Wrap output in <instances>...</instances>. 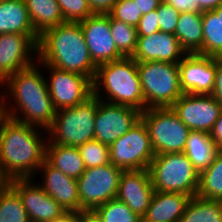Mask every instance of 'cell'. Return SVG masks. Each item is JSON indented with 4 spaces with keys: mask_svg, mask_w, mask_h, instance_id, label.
<instances>
[{
    "mask_svg": "<svg viewBox=\"0 0 222 222\" xmlns=\"http://www.w3.org/2000/svg\"><path fill=\"white\" fill-rule=\"evenodd\" d=\"M49 222H79V213L73 211H66L61 216L54 218Z\"/></svg>",
    "mask_w": 222,
    "mask_h": 222,
    "instance_id": "44",
    "label": "cell"
},
{
    "mask_svg": "<svg viewBox=\"0 0 222 222\" xmlns=\"http://www.w3.org/2000/svg\"><path fill=\"white\" fill-rule=\"evenodd\" d=\"M19 194L7 184L0 191V222H29Z\"/></svg>",
    "mask_w": 222,
    "mask_h": 222,
    "instance_id": "30",
    "label": "cell"
},
{
    "mask_svg": "<svg viewBox=\"0 0 222 222\" xmlns=\"http://www.w3.org/2000/svg\"><path fill=\"white\" fill-rule=\"evenodd\" d=\"M77 149L84 161L85 167H98L110 163L109 146L96 139L87 141Z\"/></svg>",
    "mask_w": 222,
    "mask_h": 222,
    "instance_id": "33",
    "label": "cell"
},
{
    "mask_svg": "<svg viewBox=\"0 0 222 222\" xmlns=\"http://www.w3.org/2000/svg\"><path fill=\"white\" fill-rule=\"evenodd\" d=\"M200 4V13L211 11L222 4V0H198Z\"/></svg>",
    "mask_w": 222,
    "mask_h": 222,
    "instance_id": "45",
    "label": "cell"
},
{
    "mask_svg": "<svg viewBox=\"0 0 222 222\" xmlns=\"http://www.w3.org/2000/svg\"><path fill=\"white\" fill-rule=\"evenodd\" d=\"M110 15L119 21L136 27L142 17L134 0H118Z\"/></svg>",
    "mask_w": 222,
    "mask_h": 222,
    "instance_id": "35",
    "label": "cell"
},
{
    "mask_svg": "<svg viewBox=\"0 0 222 222\" xmlns=\"http://www.w3.org/2000/svg\"><path fill=\"white\" fill-rule=\"evenodd\" d=\"M8 184V180L2 175L0 171V191Z\"/></svg>",
    "mask_w": 222,
    "mask_h": 222,
    "instance_id": "47",
    "label": "cell"
},
{
    "mask_svg": "<svg viewBox=\"0 0 222 222\" xmlns=\"http://www.w3.org/2000/svg\"><path fill=\"white\" fill-rule=\"evenodd\" d=\"M42 181L38 185L50 195L65 211L80 213L77 179L66 176L46 160L39 167ZM41 183V184H40Z\"/></svg>",
    "mask_w": 222,
    "mask_h": 222,
    "instance_id": "20",
    "label": "cell"
},
{
    "mask_svg": "<svg viewBox=\"0 0 222 222\" xmlns=\"http://www.w3.org/2000/svg\"><path fill=\"white\" fill-rule=\"evenodd\" d=\"M203 55L222 58V17L211 11L202 13Z\"/></svg>",
    "mask_w": 222,
    "mask_h": 222,
    "instance_id": "29",
    "label": "cell"
},
{
    "mask_svg": "<svg viewBox=\"0 0 222 222\" xmlns=\"http://www.w3.org/2000/svg\"><path fill=\"white\" fill-rule=\"evenodd\" d=\"M137 69L147 109L171 107L184 94L178 64L137 62Z\"/></svg>",
    "mask_w": 222,
    "mask_h": 222,
    "instance_id": "7",
    "label": "cell"
},
{
    "mask_svg": "<svg viewBox=\"0 0 222 222\" xmlns=\"http://www.w3.org/2000/svg\"><path fill=\"white\" fill-rule=\"evenodd\" d=\"M92 83L93 94L100 100L129 106L140 112L147 109L137 62L132 57L98 65Z\"/></svg>",
    "mask_w": 222,
    "mask_h": 222,
    "instance_id": "4",
    "label": "cell"
},
{
    "mask_svg": "<svg viewBox=\"0 0 222 222\" xmlns=\"http://www.w3.org/2000/svg\"><path fill=\"white\" fill-rule=\"evenodd\" d=\"M174 35L187 54L203 55L202 13H180Z\"/></svg>",
    "mask_w": 222,
    "mask_h": 222,
    "instance_id": "23",
    "label": "cell"
},
{
    "mask_svg": "<svg viewBox=\"0 0 222 222\" xmlns=\"http://www.w3.org/2000/svg\"><path fill=\"white\" fill-rule=\"evenodd\" d=\"M42 71L43 68L36 62L8 77L0 86L6 91L2 93L11 119L47 130L52 125L56 110Z\"/></svg>",
    "mask_w": 222,
    "mask_h": 222,
    "instance_id": "1",
    "label": "cell"
},
{
    "mask_svg": "<svg viewBox=\"0 0 222 222\" xmlns=\"http://www.w3.org/2000/svg\"><path fill=\"white\" fill-rule=\"evenodd\" d=\"M183 93L212 95L216 77V58L187 54L179 63Z\"/></svg>",
    "mask_w": 222,
    "mask_h": 222,
    "instance_id": "16",
    "label": "cell"
},
{
    "mask_svg": "<svg viewBox=\"0 0 222 222\" xmlns=\"http://www.w3.org/2000/svg\"><path fill=\"white\" fill-rule=\"evenodd\" d=\"M79 222H103L94 211H81Z\"/></svg>",
    "mask_w": 222,
    "mask_h": 222,
    "instance_id": "46",
    "label": "cell"
},
{
    "mask_svg": "<svg viewBox=\"0 0 222 222\" xmlns=\"http://www.w3.org/2000/svg\"><path fill=\"white\" fill-rule=\"evenodd\" d=\"M5 97L3 93L0 94V133L3 129V126L5 123L10 119L9 112H8V106L5 101Z\"/></svg>",
    "mask_w": 222,
    "mask_h": 222,
    "instance_id": "43",
    "label": "cell"
},
{
    "mask_svg": "<svg viewBox=\"0 0 222 222\" xmlns=\"http://www.w3.org/2000/svg\"><path fill=\"white\" fill-rule=\"evenodd\" d=\"M45 160L66 176L74 179L81 177L86 170L77 147L47 144Z\"/></svg>",
    "mask_w": 222,
    "mask_h": 222,
    "instance_id": "25",
    "label": "cell"
},
{
    "mask_svg": "<svg viewBox=\"0 0 222 222\" xmlns=\"http://www.w3.org/2000/svg\"><path fill=\"white\" fill-rule=\"evenodd\" d=\"M98 98L92 94L84 102L56 111L47 129V144L78 147L94 139Z\"/></svg>",
    "mask_w": 222,
    "mask_h": 222,
    "instance_id": "5",
    "label": "cell"
},
{
    "mask_svg": "<svg viewBox=\"0 0 222 222\" xmlns=\"http://www.w3.org/2000/svg\"><path fill=\"white\" fill-rule=\"evenodd\" d=\"M209 135L217 148L222 149V112L209 132Z\"/></svg>",
    "mask_w": 222,
    "mask_h": 222,
    "instance_id": "41",
    "label": "cell"
},
{
    "mask_svg": "<svg viewBox=\"0 0 222 222\" xmlns=\"http://www.w3.org/2000/svg\"><path fill=\"white\" fill-rule=\"evenodd\" d=\"M171 108L191 130L209 133L222 112V104L212 95L184 93Z\"/></svg>",
    "mask_w": 222,
    "mask_h": 222,
    "instance_id": "13",
    "label": "cell"
},
{
    "mask_svg": "<svg viewBox=\"0 0 222 222\" xmlns=\"http://www.w3.org/2000/svg\"><path fill=\"white\" fill-rule=\"evenodd\" d=\"M212 96L222 104V58H216V77Z\"/></svg>",
    "mask_w": 222,
    "mask_h": 222,
    "instance_id": "40",
    "label": "cell"
},
{
    "mask_svg": "<svg viewBox=\"0 0 222 222\" xmlns=\"http://www.w3.org/2000/svg\"><path fill=\"white\" fill-rule=\"evenodd\" d=\"M170 4L174 9L180 13L195 12L200 13V4L198 0H163Z\"/></svg>",
    "mask_w": 222,
    "mask_h": 222,
    "instance_id": "38",
    "label": "cell"
},
{
    "mask_svg": "<svg viewBox=\"0 0 222 222\" xmlns=\"http://www.w3.org/2000/svg\"><path fill=\"white\" fill-rule=\"evenodd\" d=\"M156 10L160 31L175 34L180 12L163 0Z\"/></svg>",
    "mask_w": 222,
    "mask_h": 222,
    "instance_id": "36",
    "label": "cell"
},
{
    "mask_svg": "<svg viewBox=\"0 0 222 222\" xmlns=\"http://www.w3.org/2000/svg\"><path fill=\"white\" fill-rule=\"evenodd\" d=\"M217 151L218 148L210 138L209 133L203 131H191L189 133L184 153L199 173L209 167Z\"/></svg>",
    "mask_w": 222,
    "mask_h": 222,
    "instance_id": "26",
    "label": "cell"
},
{
    "mask_svg": "<svg viewBox=\"0 0 222 222\" xmlns=\"http://www.w3.org/2000/svg\"><path fill=\"white\" fill-rule=\"evenodd\" d=\"M123 170L109 163L87 168L77 179L81 211H94L116 198Z\"/></svg>",
    "mask_w": 222,
    "mask_h": 222,
    "instance_id": "10",
    "label": "cell"
},
{
    "mask_svg": "<svg viewBox=\"0 0 222 222\" xmlns=\"http://www.w3.org/2000/svg\"><path fill=\"white\" fill-rule=\"evenodd\" d=\"M154 191L148 169L123 171L116 198L136 215L144 217Z\"/></svg>",
    "mask_w": 222,
    "mask_h": 222,
    "instance_id": "19",
    "label": "cell"
},
{
    "mask_svg": "<svg viewBox=\"0 0 222 222\" xmlns=\"http://www.w3.org/2000/svg\"><path fill=\"white\" fill-rule=\"evenodd\" d=\"M186 51L172 33L158 31L150 36H138L132 58L136 62L160 61L178 64Z\"/></svg>",
    "mask_w": 222,
    "mask_h": 222,
    "instance_id": "18",
    "label": "cell"
},
{
    "mask_svg": "<svg viewBox=\"0 0 222 222\" xmlns=\"http://www.w3.org/2000/svg\"><path fill=\"white\" fill-rule=\"evenodd\" d=\"M157 10L142 15L136 26L137 36H150L160 31Z\"/></svg>",
    "mask_w": 222,
    "mask_h": 222,
    "instance_id": "37",
    "label": "cell"
},
{
    "mask_svg": "<svg viewBox=\"0 0 222 222\" xmlns=\"http://www.w3.org/2000/svg\"><path fill=\"white\" fill-rule=\"evenodd\" d=\"M140 119L141 112L139 110L98 98L94 139L110 146L119 137L126 134Z\"/></svg>",
    "mask_w": 222,
    "mask_h": 222,
    "instance_id": "12",
    "label": "cell"
},
{
    "mask_svg": "<svg viewBox=\"0 0 222 222\" xmlns=\"http://www.w3.org/2000/svg\"><path fill=\"white\" fill-rule=\"evenodd\" d=\"M134 1L138 6L139 11H141L142 15H144L151 11L156 10L162 0H134Z\"/></svg>",
    "mask_w": 222,
    "mask_h": 222,
    "instance_id": "42",
    "label": "cell"
},
{
    "mask_svg": "<svg viewBox=\"0 0 222 222\" xmlns=\"http://www.w3.org/2000/svg\"><path fill=\"white\" fill-rule=\"evenodd\" d=\"M94 212L103 222H139L141 218L117 198L97 207Z\"/></svg>",
    "mask_w": 222,
    "mask_h": 222,
    "instance_id": "32",
    "label": "cell"
},
{
    "mask_svg": "<svg viewBox=\"0 0 222 222\" xmlns=\"http://www.w3.org/2000/svg\"><path fill=\"white\" fill-rule=\"evenodd\" d=\"M213 11L217 14V16L222 17V4L215 8Z\"/></svg>",
    "mask_w": 222,
    "mask_h": 222,
    "instance_id": "48",
    "label": "cell"
},
{
    "mask_svg": "<svg viewBox=\"0 0 222 222\" xmlns=\"http://www.w3.org/2000/svg\"><path fill=\"white\" fill-rule=\"evenodd\" d=\"M156 155L182 153L191 130L171 107L151 108L141 112Z\"/></svg>",
    "mask_w": 222,
    "mask_h": 222,
    "instance_id": "8",
    "label": "cell"
},
{
    "mask_svg": "<svg viewBox=\"0 0 222 222\" xmlns=\"http://www.w3.org/2000/svg\"><path fill=\"white\" fill-rule=\"evenodd\" d=\"M148 171L155 191L197 196L200 173L184 152L155 155Z\"/></svg>",
    "mask_w": 222,
    "mask_h": 222,
    "instance_id": "6",
    "label": "cell"
},
{
    "mask_svg": "<svg viewBox=\"0 0 222 222\" xmlns=\"http://www.w3.org/2000/svg\"><path fill=\"white\" fill-rule=\"evenodd\" d=\"M197 196L222 201V149H218L213 162L200 173Z\"/></svg>",
    "mask_w": 222,
    "mask_h": 222,
    "instance_id": "28",
    "label": "cell"
},
{
    "mask_svg": "<svg viewBox=\"0 0 222 222\" xmlns=\"http://www.w3.org/2000/svg\"><path fill=\"white\" fill-rule=\"evenodd\" d=\"M33 178L12 179L8 184L19 194L29 220L49 222L66 211Z\"/></svg>",
    "mask_w": 222,
    "mask_h": 222,
    "instance_id": "17",
    "label": "cell"
},
{
    "mask_svg": "<svg viewBox=\"0 0 222 222\" xmlns=\"http://www.w3.org/2000/svg\"><path fill=\"white\" fill-rule=\"evenodd\" d=\"M46 133L45 129L11 118L5 123L0 133V171L8 181L38 180L35 177L46 156Z\"/></svg>",
    "mask_w": 222,
    "mask_h": 222,
    "instance_id": "2",
    "label": "cell"
},
{
    "mask_svg": "<svg viewBox=\"0 0 222 222\" xmlns=\"http://www.w3.org/2000/svg\"><path fill=\"white\" fill-rule=\"evenodd\" d=\"M118 0H87L93 14L109 15Z\"/></svg>",
    "mask_w": 222,
    "mask_h": 222,
    "instance_id": "39",
    "label": "cell"
},
{
    "mask_svg": "<svg viewBox=\"0 0 222 222\" xmlns=\"http://www.w3.org/2000/svg\"><path fill=\"white\" fill-rule=\"evenodd\" d=\"M37 63L79 73L92 81L97 70L79 22H65L39 36Z\"/></svg>",
    "mask_w": 222,
    "mask_h": 222,
    "instance_id": "3",
    "label": "cell"
},
{
    "mask_svg": "<svg viewBox=\"0 0 222 222\" xmlns=\"http://www.w3.org/2000/svg\"><path fill=\"white\" fill-rule=\"evenodd\" d=\"M25 34L37 45L39 36L35 33L24 0L0 1V34Z\"/></svg>",
    "mask_w": 222,
    "mask_h": 222,
    "instance_id": "22",
    "label": "cell"
},
{
    "mask_svg": "<svg viewBox=\"0 0 222 222\" xmlns=\"http://www.w3.org/2000/svg\"><path fill=\"white\" fill-rule=\"evenodd\" d=\"M191 198L182 193L154 191L144 218L151 222H179Z\"/></svg>",
    "mask_w": 222,
    "mask_h": 222,
    "instance_id": "21",
    "label": "cell"
},
{
    "mask_svg": "<svg viewBox=\"0 0 222 222\" xmlns=\"http://www.w3.org/2000/svg\"><path fill=\"white\" fill-rule=\"evenodd\" d=\"M110 163L123 171L148 169L156 155L148 129L140 119L109 146Z\"/></svg>",
    "mask_w": 222,
    "mask_h": 222,
    "instance_id": "9",
    "label": "cell"
},
{
    "mask_svg": "<svg viewBox=\"0 0 222 222\" xmlns=\"http://www.w3.org/2000/svg\"><path fill=\"white\" fill-rule=\"evenodd\" d=\"M93 63L98 66L122 59L110 30V14H93L79 22Z\"/></svg>",
    "mask_w": 222,
    "mask_h": 222,
    "instance_id": "15",
    "label": "cell"
},
{
    "mask_svg": "<svg viewBox=\"0 0 222 222\" xmlns=\"http://www.w3.org/2000/svg\"><path fill=\"white\" fill-rule=\"evenodd\" d=\"M139 222H151V221L145 219L144 217H141L140 220H139Z\"/></svg>",
    "mask_w": 222,
    "mask_h": 222,
    "instance_id": "49",
    "label": "cell"
},
{
    "mask_svg": "<svg viewBox=\"0 0 222 222\" xmlns=\"http://www.w3.org/2000/svg\"><path fill=\"white\" fill-rule=\"evenodd\" d=\"M110 30L118 51L124 57H132L137 45L136 27L114 19L110 15Z\"/></svg>",
    "mask_w": 222,
    "mask_h": 222,
    "instance_id": "31",
    "label": "cell"
},
{
    "mask_svg": "<svg viewBox=\"0 0 222 222\" xmlns=\"http://www.w3.org/2000/svg\"><path fill=\"white\" fill-rule=\"evenodd\" d=\"M38 60V45L25 34H0V85Z\"/></svg>",
    "mask_w": 222,
    "mask_h": 222,
    "instance_id": "14",
    "label": "cell"
},
{
    "mask_svg": "<svg viewBox=\"0 0 222 222\" xmlns=\"http://www.w3.org/2000/svg\"><path fill=\"white\" fill-rule=\"evenodd\" d=\"M35 33L41 36L45 31L65 23L56 0H24Z\"/></svg>",
    "mask_w": 222,
    "mask_h": 222,
    "instance_id": "24",
    "label": "cell"
},
{
    "mask_svg": "<svg viewBox=\"0 0 222 222\" xmlns=\"http://www.w3.org/2000/svg\"><path fill=\"white\" fill-rule=\"evenodd\" d=\"M65 22H80L93 15L87 0H56Z\"/></svg>",
    "mask_w": 222,
    "mask_h": 222,
    "instance_id": "34",
    "label": "cell"
},
{
    "mask_svg": "<svg viewBox=\"0 0 222 222\" xmlns=\"http://www.w3.org/2000/svg\"><path fill=\"white\" fill-rule=\"evenodd\" d=\"M44 72H49L46 79L48 91L56 111L71 108L93 94L92 80L85 75L60 70L46 64H39Z\"/></svg>",
    "mask_w": 222,
    "mask_h": 222,
    "instance_id": "11",
    "label": "cell"
},
{
    "mask_svg": "<svg viewBox=\"0 0 222 222\" xmlns=\"http://www.w3.org/2000/svg\"><path fill=\"white\" fill-rule=\"evenodd\" d=\"M179 222H222V201L193 196Z\"/></svg>",
    "mask_w": 222,
    "mask_h": 222,
    "instance_id": "27",
    "label": "cell"
}]
</instances>
